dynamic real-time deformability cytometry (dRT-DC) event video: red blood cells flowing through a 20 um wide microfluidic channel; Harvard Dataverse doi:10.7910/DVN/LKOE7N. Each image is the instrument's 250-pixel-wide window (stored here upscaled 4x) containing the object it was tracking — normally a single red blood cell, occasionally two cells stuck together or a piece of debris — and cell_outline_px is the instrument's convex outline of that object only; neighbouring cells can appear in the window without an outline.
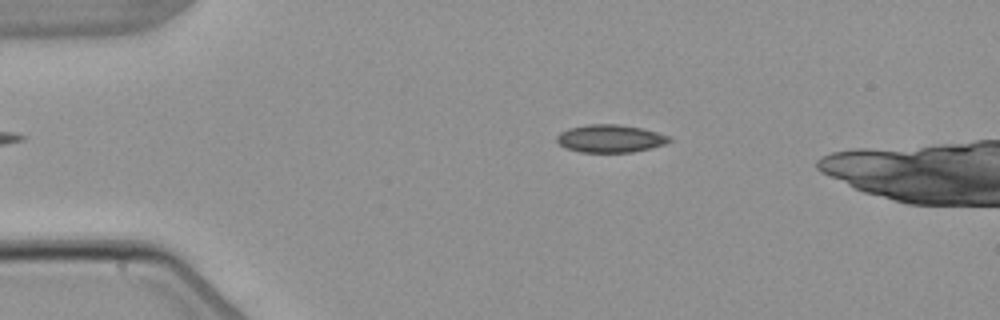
{"species": "common noctule bat (a hibernating species)", "species_latin": "Nyctalus noctula", "temperature_condition": "warm", "stored_images_in_passage": 3, "camera_frame_rate_fps": 3000, "um_per_image_px": 0.085, "animal": {"sex": "male", "body_mass_g": 21.5, "forearm_length_mm": 52.0}, "frame": {"image": 1, "passage_image": 1, "time_ms": 0.0, "image_size_px": [1000, 320], "cell_outline_px": [[672, 140], [664, 144], [632, 152], [580, 152], [564, 148], [556, 140], [556, 136], [560, 132], [568, 128], [588, 124], [616, 124], [640, 128], [656, 132], [668, 136]], "centroid_in_image_um": [51.8, 11.77], "position_along_channel_um": 33.2, "area_um2": 18.03}}